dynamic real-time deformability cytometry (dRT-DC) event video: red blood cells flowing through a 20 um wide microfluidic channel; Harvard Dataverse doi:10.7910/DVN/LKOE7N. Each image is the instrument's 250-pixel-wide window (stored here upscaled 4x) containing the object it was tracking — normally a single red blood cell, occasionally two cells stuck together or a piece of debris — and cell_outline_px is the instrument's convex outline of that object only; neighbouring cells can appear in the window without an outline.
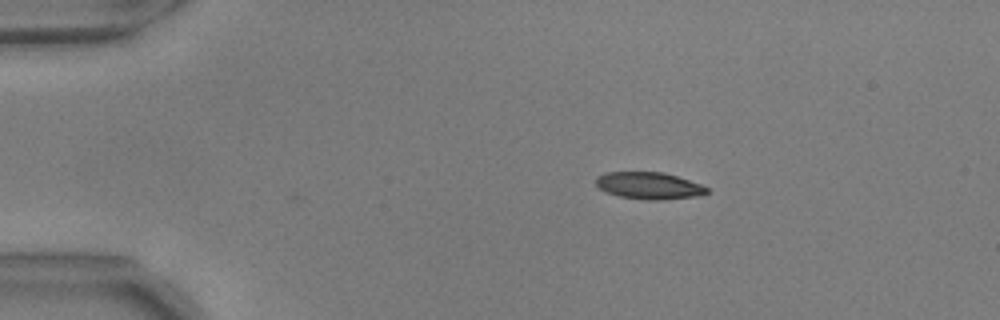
{"species": "common noctule bat (a hibernating species)", "species_latin": "Nyctalus noctula", "temperature_condition": "warm", "stored_images_in_passage": 3, "camera_frame_rate_fps": 3000, "um_per_image_px": 0.085, "animal": {"sex": "male", "body_mass_g": 17.9, "forearm_length_mm": 54.2}, "frame": {"image": 1, "passage_image": 3, "time_ms": 0.667, "image_size_px": [1000, 320], "cell_outline_px": [[708, 192], [700, 196], [656, 200], [648, 200], [620, 196], [604, 192], [596, 184], [596, 176], [604, 172], [664, 172], [700, 184], [708, 188]], "centroid_in_image_um": [55.14, 15.77], "position_along_channel_um": 29.9, "area_um2": 17.4}}